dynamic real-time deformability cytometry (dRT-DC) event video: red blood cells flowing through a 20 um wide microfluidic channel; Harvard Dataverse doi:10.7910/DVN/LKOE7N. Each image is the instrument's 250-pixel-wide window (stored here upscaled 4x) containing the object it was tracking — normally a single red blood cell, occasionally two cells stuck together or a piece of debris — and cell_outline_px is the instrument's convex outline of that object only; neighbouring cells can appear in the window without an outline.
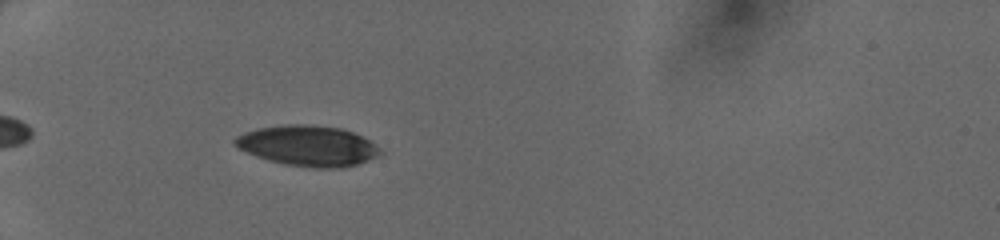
{"species": "human", "species_latin": "Homo sapiens", "temperature_condition": "cold", "stored_images_in_passage": 33, "camera_frame_rate_fps": 3000, "um_per_image_px": 0.085, "donor": {"sex": "female"}, "frame": {"image": 1, "passage_image": 4, "time_ms": 1.0, "image_size_px": [1000, 240], "cell_outline_px": [[384, 152], [368, 160], [344, 168], [316, 168], [284, 164], [268, 160], [256, 156], [236, 148], [232, 144], [232, 140], [236, 136], [244, 132], [256, 128], [288, 124], [304, 124], [340, 128], [352, 132], [376, 144]], "centroid_in_image_um": [26.13, 12.39], "position_along_channel_um": 58.9, "area_um2": 34.45}}
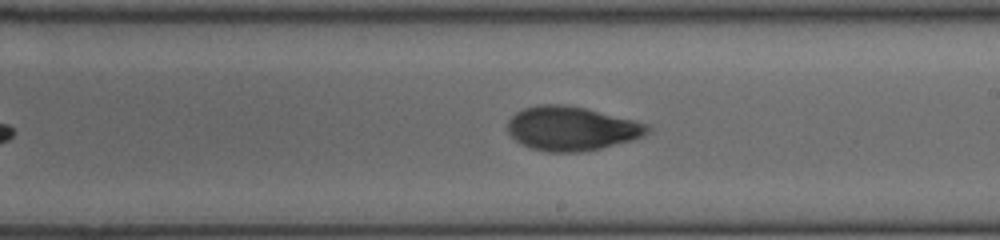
{"frame": {"image": 2, "passage_image": 18, "time_ms": 5.667, "image_size_px": [1000, 240], "cell_outline_px": [[652, 128], [648, 132], [632, 140], [600, 148], [580, 152], [548, 152], [532, 148], [520, 144], [508, 132], [508, 120], [516, 112], [524, 108], [540, 104], [568, 104], [636, 120], [648, 124]], "centroid_in_image_um": [48.58, 10.91], "position_along_channel_um": 240.4, "area_um2": 35.95}}
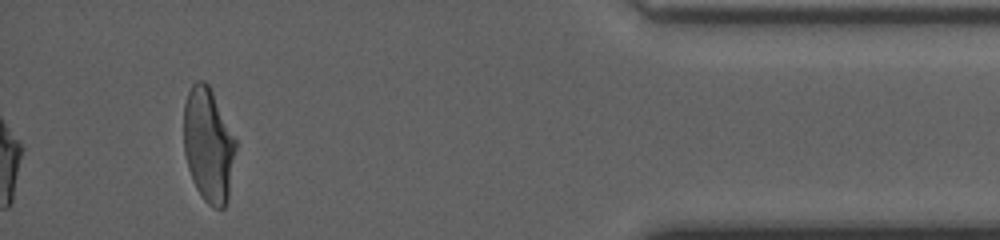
{"frame": {"image": 3, "passage_image": 33, "time_ms": 10.667, "image_size_px": [1000, 240], "cell_outline_px": [[236, 148], [228, 200], [224, 208], [212, 208], [200, 196], [192, 180], [188, 168], [184, 152], [184, 104], [188, 92], [192, 84], [196, 80], [204, 80], [208, 84], [236, 140]], "centroid_in_image_um": [17.7, 12.35], "position_along_channel_um": 417.5, "area_um2": 34.62}}